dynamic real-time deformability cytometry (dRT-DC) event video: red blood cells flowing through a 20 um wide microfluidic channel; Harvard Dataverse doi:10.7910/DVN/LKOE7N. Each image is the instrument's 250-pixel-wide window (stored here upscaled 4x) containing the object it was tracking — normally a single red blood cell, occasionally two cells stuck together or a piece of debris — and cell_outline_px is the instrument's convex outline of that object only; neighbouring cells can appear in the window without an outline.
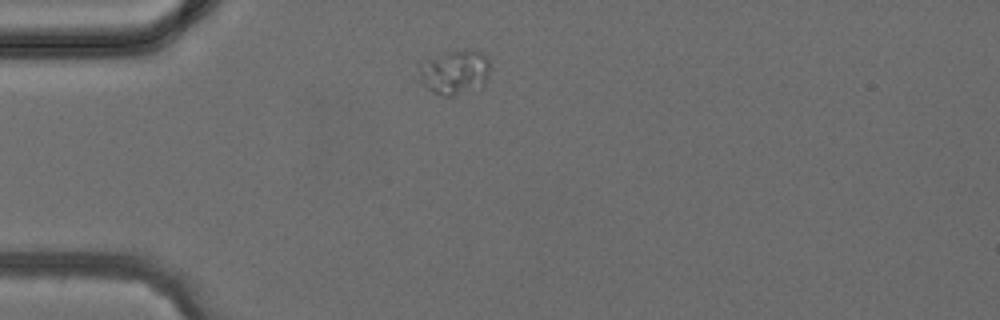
{"species": "common noctule bat (a hibernating species)", "species_latin": "Nyctalus noctula", "temperature_condition": "cold", "stored_images_in_passage": 1, "camera_frame_rate_fps": 3000, "um_per_image_px": 0.085, "animal": {"sex": "female", "body_mass_g": 24.6, "forearm_length_mm": 56.2}, "frame": {"image": 1, "passage_image": 1, "time_ms": 0.0, "image_size_px": [1000, 320], "cell_outline_px": [[488, 76], [484, 84], [452, 96], [444, 96], [428, 88], [420, 80], [420, 72], [424, 60], [448, 52], [480, 52], [488, 56]], "centroid_in_image_um": [38.66, 6.15], "position_along_channel_um": 46.3, "area_um2": 17.4}}